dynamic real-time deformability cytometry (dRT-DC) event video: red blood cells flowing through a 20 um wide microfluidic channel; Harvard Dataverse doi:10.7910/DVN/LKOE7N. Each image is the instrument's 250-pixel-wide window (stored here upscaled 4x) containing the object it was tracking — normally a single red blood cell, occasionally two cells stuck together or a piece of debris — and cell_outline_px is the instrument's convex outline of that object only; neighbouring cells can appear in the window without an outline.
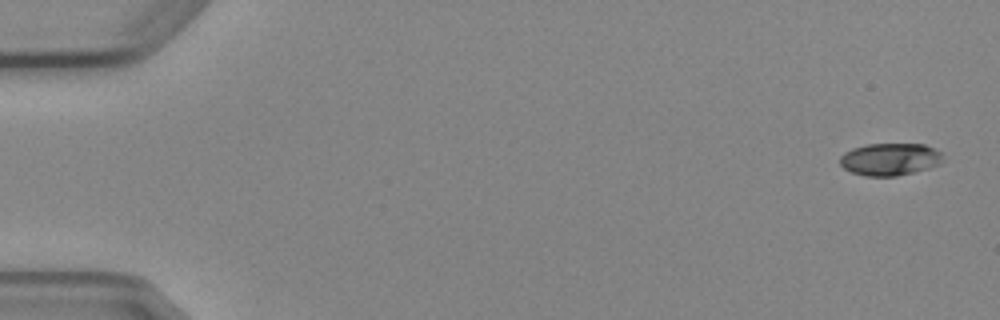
{"species": "Egyptian fruit bat (a non-hibernating species)", "species_latin": "Rousettus aegyptiacus", "temperature_condition": "cold", "stored_images_in_passage": 5, "camera_frame_rate_fps": 3000, "um_per_image_px": 0.085, "animal": {"sex": "female"}, "frame": {"image": 1, "passage_image": 1, "time_ms": 0.0, "image_size_px": [1000, 320], "cell_outline_px": [[940, 164], [928, 168], [896, 176], [864, 176], [852, 172], [844, 168], [840, 164], [840, 156], [844, 152], [852, 148], [868, 144], [924, 144], [940, 152]], "centroid_in_image_um": [75.59, 13.53], "position_along_channel_um": 9.4, "area_um2": 19.19}}